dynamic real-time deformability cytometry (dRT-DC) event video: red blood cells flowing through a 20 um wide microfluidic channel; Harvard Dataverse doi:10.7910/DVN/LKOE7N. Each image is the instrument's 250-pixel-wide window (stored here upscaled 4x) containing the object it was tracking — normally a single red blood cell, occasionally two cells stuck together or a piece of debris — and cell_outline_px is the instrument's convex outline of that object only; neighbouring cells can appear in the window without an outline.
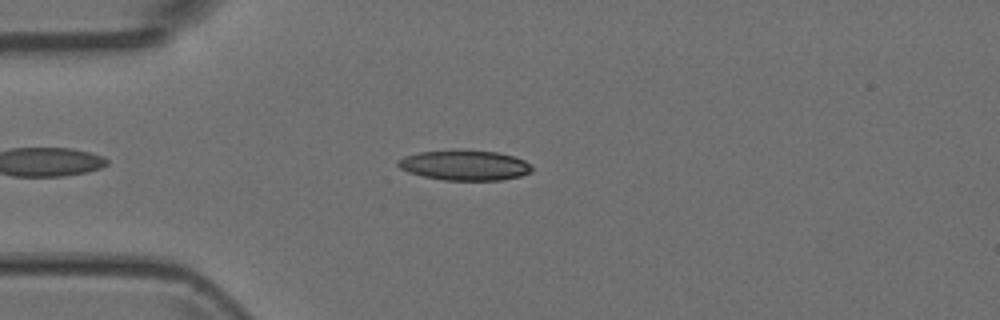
{"species": "Egyptian fruit bat (a non-hibernating species)", "species_latin": "Rousettus aegyptiacus", "temperature_condition": "room temperature", "stored_images_in_passage": 4, "camera_frame_rate_fps": 3000, "um_per_image_px": 0.085, "animal": {"sex": "female"}, "frame": {"image": 1, "passage_image": 3, "time_ms": 0.667, "image_size_px": [1000, 320], "cell_outline_px": [[532, 168], [528, 172], [520, 176], [500, 180], [444, 180], [424, 176], [408, 172], [400, 168], [396, 164], [396, 160], [404, 156], [420, 152], [496, 152], [512, 156], [524, 160]], "centroid_in_image_um": [39.45, 14.08], "position_along_channel_um": 45.5, "area_um2": 22.6}}